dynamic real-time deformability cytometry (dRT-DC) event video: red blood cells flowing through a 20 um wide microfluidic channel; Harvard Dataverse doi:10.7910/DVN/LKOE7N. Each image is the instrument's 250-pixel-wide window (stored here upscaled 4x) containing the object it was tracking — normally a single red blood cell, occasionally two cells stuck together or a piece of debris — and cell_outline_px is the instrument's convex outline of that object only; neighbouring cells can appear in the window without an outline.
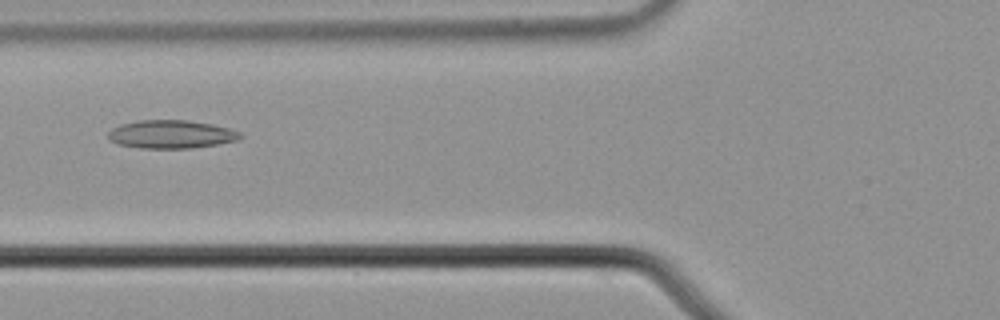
{"species": "common noctule bat (a hibernating species)", "species_latin": "Nyctalus noctula", "temperature_condition": "cold", "stored_images_in_passage": 54, "camera_frame_rate_fps": 3000, "um_per_image_px": 0.085, "animal": {"sex": "male", "body_mass_g": 21.5, "forearm_length_mm": 52.0}, "frame": {"image": 1, "passage_image": 20, "time_ms": 6.333, "image_size_px": [1000, 320], "cell_outline_px": [[244, 136], [236, 140], [216, 144], [192, 148], [140, 148], [116, 144], [108, 140], [108, 132], [112, 128], [120, 124], [136, 120], [188, 120], [212, 124], [228, 128], [240, 132]], "centroid_in_image_um": [14.5, 11.41], "position_along_channel_um": 111.3, "area_um2": 21.85}}
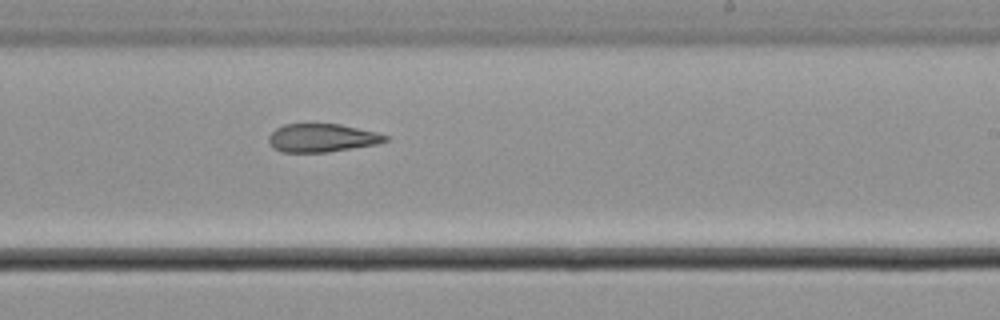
{"frame": {"image": 2, "passage_image": 32, "time_ms": 10.333, "image_size_px": [1000, 320], "cell_outline_px": [[388, 140], [380, 144], [328, 152], [280, 152], [272, 148], [268, 140], [268, 136], [276, 128], [284, 124], [340, 124], [376, 132], [388, 136]], "centroid_in_image_um": [27.36, 11.73], "position_along_channel_um": 261.6, "area_um2": 19.36}}
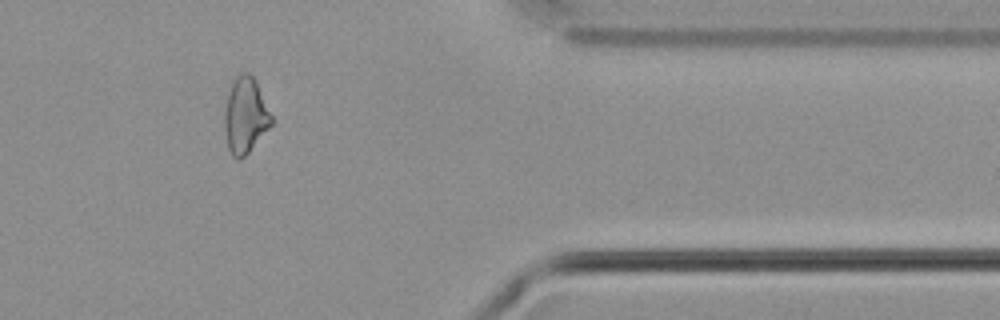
{"frame": {"image": 3, "passage_image": 44, "time_ms": 14.333, "image_size_px": [1000, 320], "cell_outline_px": [[276, 120], [248, 152], [244, 156], [236, 160], [232, 156], [228, 148], [224, 128], [224, 112], [228, 92], [236, 76], [244, 72], [248, 72], [256, 80]], "centroid_in_image_um": [20.89, 9.8], "position_along_channel_um": 390.5, "area_um2": 21.04}}